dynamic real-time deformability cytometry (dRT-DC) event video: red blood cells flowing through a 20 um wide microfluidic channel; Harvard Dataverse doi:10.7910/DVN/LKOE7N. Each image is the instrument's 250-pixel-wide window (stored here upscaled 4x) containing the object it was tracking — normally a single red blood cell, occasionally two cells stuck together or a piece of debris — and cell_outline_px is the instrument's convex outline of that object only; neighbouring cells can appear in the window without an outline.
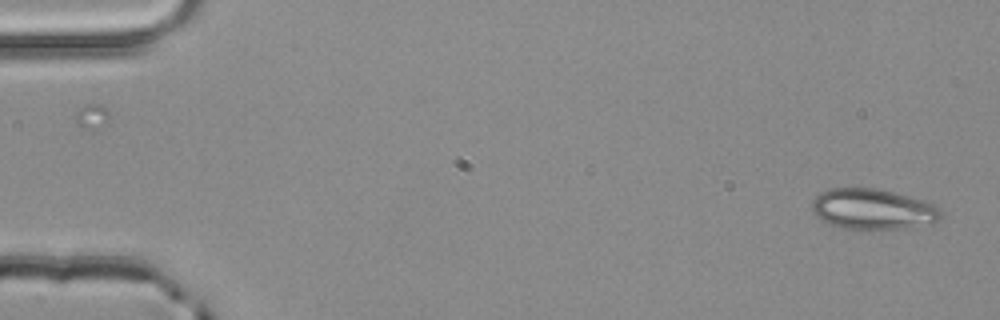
{"species": "common noctule bat (a hibernating species)", "species_latin": "Nyctalus noctula", "temperature_condition": "room temperature", "stored_images_in_passage": 2, "camera_frame_rate_fps": 3000, "um_per_image_px": 0.085, "animal": {"sex": "male", "body_mass_g": 20.4}, "frame": {"image": 1, "passage_image": 2, "time_ms": 0.333, "image_size_px": [1000, 320], "cell_outline_px": [[940, 220], [900, 228], [860, 232], [840, 228], [820, 220], [812, 212], [812, 200], [820, 192], [828, 188], [876, 188], [924, 200], [940, 208]], "centroid_in_image_um": [74.09, 17.8], "position_along_channel_um": 10.9, "area_um2": 30.92}}